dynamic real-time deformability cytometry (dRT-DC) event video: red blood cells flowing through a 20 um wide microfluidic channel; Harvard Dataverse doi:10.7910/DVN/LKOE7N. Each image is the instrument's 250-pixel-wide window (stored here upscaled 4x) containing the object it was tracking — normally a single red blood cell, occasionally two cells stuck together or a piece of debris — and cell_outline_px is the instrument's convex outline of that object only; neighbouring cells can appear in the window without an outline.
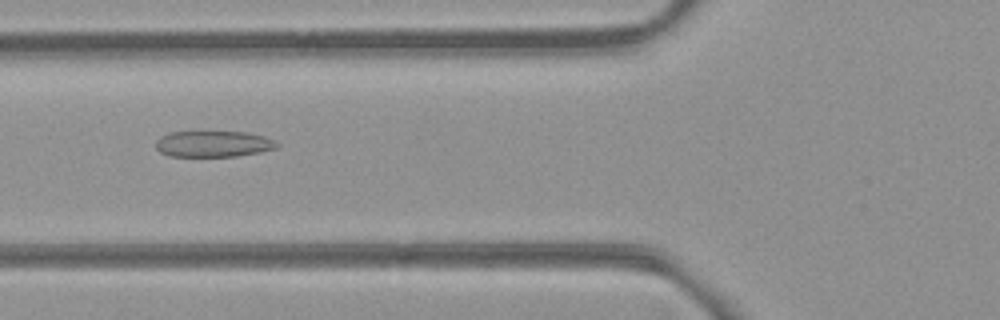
{"species": "common noctule bat (a hibernating species)", "species_latin": "Nyctalus noctula", "temperature_condition": "room temperature", "stored_images_in_passage": 53, "camera_frame_rate_fps": 3000, "um_per_image_px": 0.085, "animal": {"sex": "female", "body_mass_g": 21.9}, "frame": {"image": 1, "passage_image": 20, "time_ms": 6.333, "image_size_px": [1000, 320], "cell_outline_px": [[280, 144], [276, 148], [260, 152], [236, 156], [168, 156], [160, 152], [156, 148], [156, 140], [160, 136], [168, 132], [244, 132], [264, 136]], "centroid_in_image_um": [18.1, 12.23], "position_along_channel_um": 107.7, "area_um2": 18.38}}
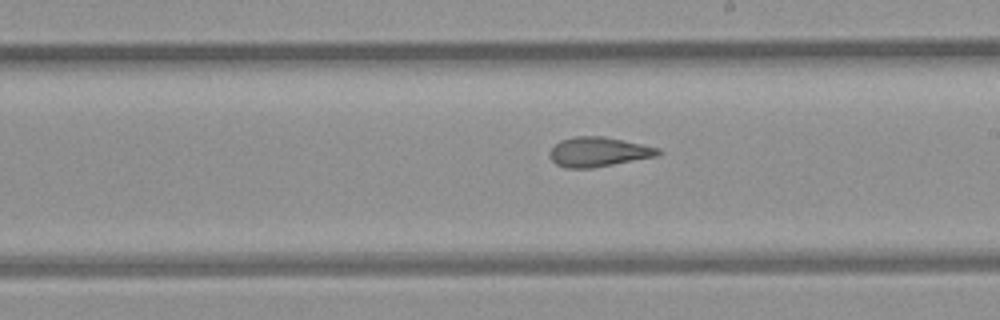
{"frame": {"image": 2, "passage_image": 30, "time_ms": 9.667, "image_size_px": [1000, 320], "cell_outline_px": [[664, 152], [656, 156], [592, 168], [564, 168], [556, 164], [548, 156], [552, 148], [560, 140], [572, 136], [604, 136], [660, 148]], "centroid_in_image_um": [50.85, 12.9], "position_along_channel_um": 238.1, "area_um2": 18.73}}
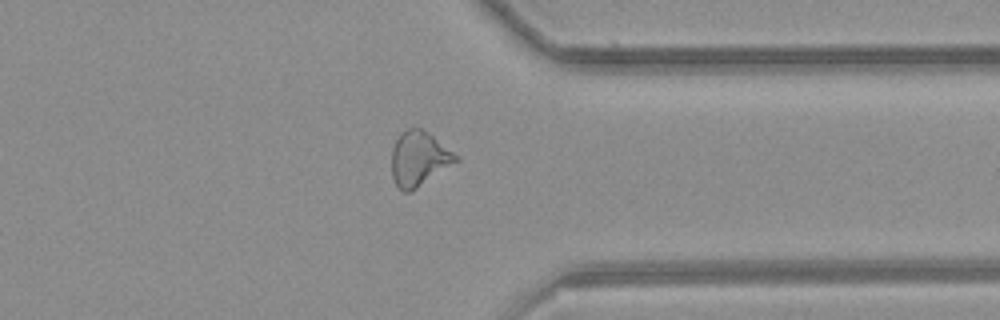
{"frame": {"image": 3, "passage_image": 41, "time_ms": 13.333, "image_size_px": [1000, 320], "cell_outline_px": [[460, 160], [416, 188], [408, 192], [404, 192], [396, 184], [392, 176], [392, 148], [400, 132], [408, 128], [420, 128], [428, 132], [460, 156]], "centroid_in_image_um": [35.63, 13.46], "position_along_channel_um": 375.8, "area_um2": 20.4}, "authors_computed_cell_mechanics": {"area_um2": 20.5768, "velocity_mm_per_s": 3.8954, "shape_relaxation_time_tau1_ms": null, "shape_relaxation_time_tau2_ms": 1.9892, "deformation_change_tau1": null, "deformation_change_tau2": 0.0985}}